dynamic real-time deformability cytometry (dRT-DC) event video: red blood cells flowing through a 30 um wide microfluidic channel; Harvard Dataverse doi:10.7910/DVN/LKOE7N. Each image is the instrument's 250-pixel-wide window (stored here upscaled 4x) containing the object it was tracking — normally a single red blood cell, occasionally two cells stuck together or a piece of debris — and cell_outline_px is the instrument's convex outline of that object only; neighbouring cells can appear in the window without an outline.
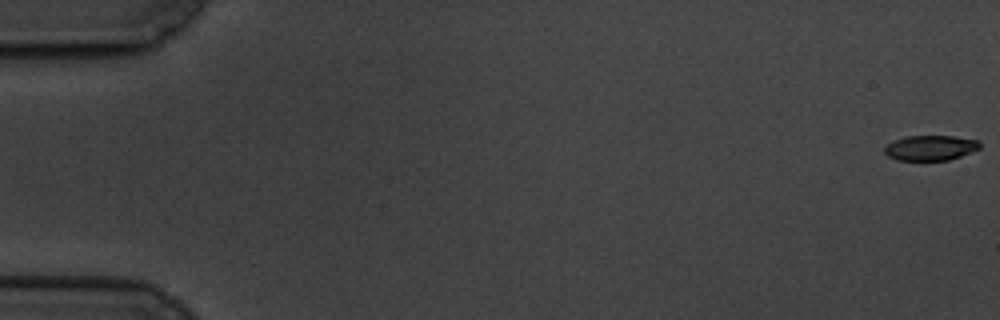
{"species": "common noctule bat (a hibernating species)", "species_latin": "Nyctalus noctula", "temperature_condition": "cold", "stored_images_in_passage": 61, "camera_frame_rate_fps": 3000, "um_per_image_px": 0.085, "animal": {"sex": "male", "body_mass_g": 19.5, "forearm_length_mm": 54.6}, "frame": {"image": 1, "passage_image": 1, "time_ms": 0.0, "image_size_px": [1000, 320], "cell_outline_px": [[980, 148], [960, 156], [948, 160], [896, 160], [888, 156], [884, 152], [884, 144], [892, 140], [908, 136], [952, 136], [980, 140]], "centroid_in_image_um": [79.04, 12.56], "position_along_channel_um": 6.0, "area_um2": 14.05}}
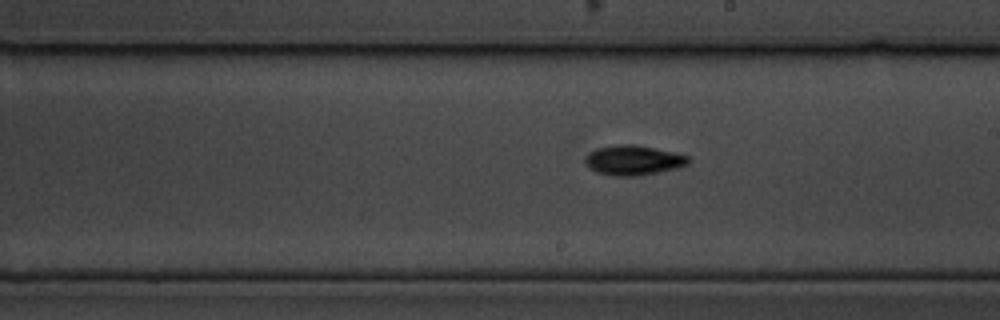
{"frame": {"image": 2, "passage_image": 35, "time_ms": 11.333, "image_size_px": [1000, 320], "cell_outline_px": [[688, 164], [676, 168], [660, 172], [640, 176], [612, 176], [596, 172], [588, 168], [584, 160], [588, 152], [596, 148], [616, 144], [636, 144], [676, 152], [688, 156]], "centroid_in_image_um": [53.8, 13.61], "position_along_channel_um": 235.2, "area_um2": 18.26}}
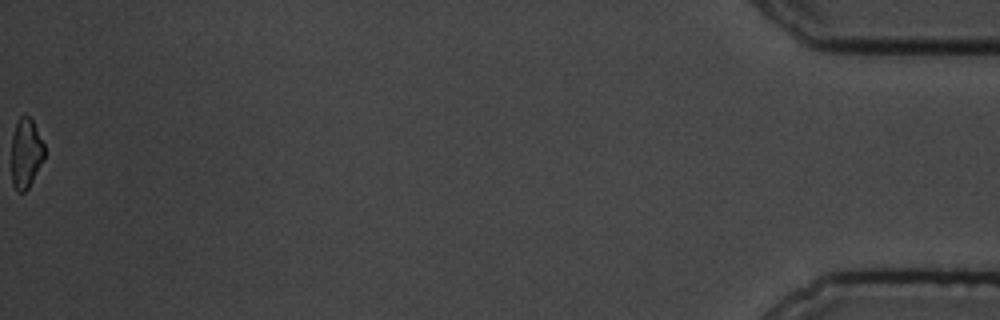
{"frame": {"image": 3, "passage_image": 61, "time_ms": 20.0, "image_size_px": [1000, 320], "cell_outline_px": [[44, 160], [28, 188], [24, 192], [16, 192], [12, 184], [12, 136], [16, 120], [24, 112], [32, 120], [44, 144]], "centroid_in_image_um": [2.19, 13.01], "position_along_channel_um": 433.0, "area_um2": 13.58}, "authors_computed_cell_mechanics": {"area_um2": 15.9528, "velocity_mm_per_s": 3.3964, "shape_relaxation_time_tau1_ms": 2.4973, "shape_relaxation_time_tau2_ms": null, "deformation_change_tau1": 0.1136, "deformation_change_tau2": null}}